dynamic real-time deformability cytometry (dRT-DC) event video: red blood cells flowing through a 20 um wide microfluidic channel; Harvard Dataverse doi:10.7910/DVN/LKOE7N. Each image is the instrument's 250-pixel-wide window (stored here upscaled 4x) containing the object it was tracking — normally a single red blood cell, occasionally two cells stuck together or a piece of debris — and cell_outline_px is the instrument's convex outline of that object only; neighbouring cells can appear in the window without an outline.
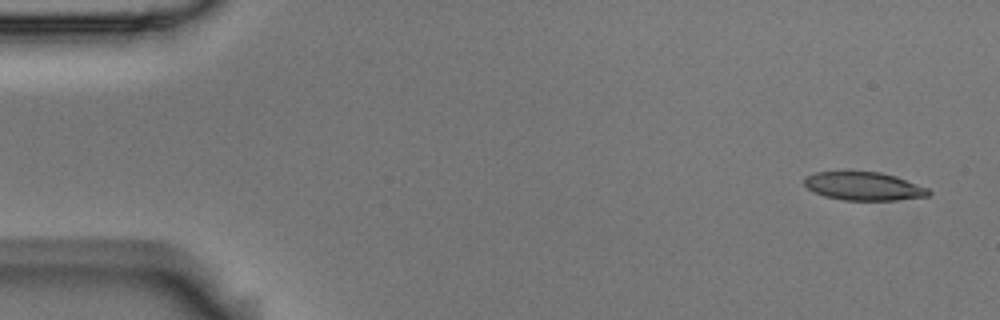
{"species": "Egyptian fruit bat (a non-hibernating species)", "species_latin": "Rousettus aegyptiacus", "temperature_condition": "room temperature", "stored_images_in_passage": 4, "camera_frame_rate_fps": 3000, "um_per_image_px": 0.085, "animal": {"sex": "male"}, "frame": {"image": 1, "passage_image": 1, "time_ms": 0.0, "image_size_px": [1000, 320], "cell_outline_px": [[932, 192], [928, 196], [896, 200], [844, 200], [824, 196], [812, 192], [804, 184], [804, 176], [816, 172], [880, 172], [896, 176], [928, 188]], "centroid_in_image_um": [73.4, 15.83], "position_along_channel_um": 11.6, "area_um2": 20.52}}
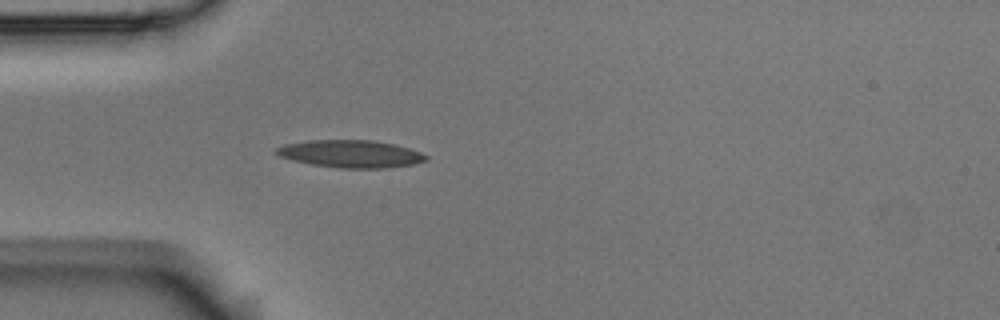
{"frame": {"image": 2, "passage_image": 4, "time_ms": 1.0, "image_size_px": [1000, 320], "cell_outline_px": [[428, 160], [412, 164], [384, 168], [340, 168], [312, 164], [292, 160], [280, 156], [276, 152], [276, 148], [284, 144], [308, 140], [372, 140], [392, 144], [408, 148], [420, 152], [428, 156]], "centroid_in_image_um": [29.8, 13.07], "position_along_channel_um": 55.2, "area_um2": 23.76}}